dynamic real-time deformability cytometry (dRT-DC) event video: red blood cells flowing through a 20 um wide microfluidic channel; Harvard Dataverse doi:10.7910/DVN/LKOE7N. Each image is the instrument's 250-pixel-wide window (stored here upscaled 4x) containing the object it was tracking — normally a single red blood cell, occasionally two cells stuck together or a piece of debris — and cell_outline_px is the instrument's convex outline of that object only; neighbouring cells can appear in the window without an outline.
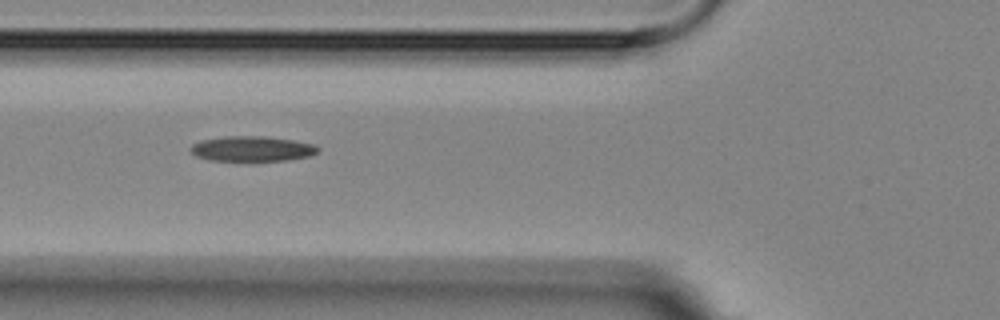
{"species": "Egyptian fruit bat (a non-hibernating species)", "species_latin": "Rousettus aegyptiacus", "temperature_condition": "room temperature", "stored_images_in_passage": 11, "camera_frame_rate_fps": 3000, "um_per_image_px": 0.085, "animal": {"sex": "female"}, "frame": {"image": 1, "passage_image": 2, "time_ms": 1.0, "image_size_px": [1000, 320], "cell_outline_px": [[320, 148], [316, 152], [308, 156], [284, 160], [208, 160], [196, 156], [188, 148], [192, 144], [200, 140], [224, 136], [264, 136], [292, 140], [312, 144]], "centroid_in_image_um": [21.35, 12.63], "position_along_channel_um": 104.4, "area_um2": 18.44}}
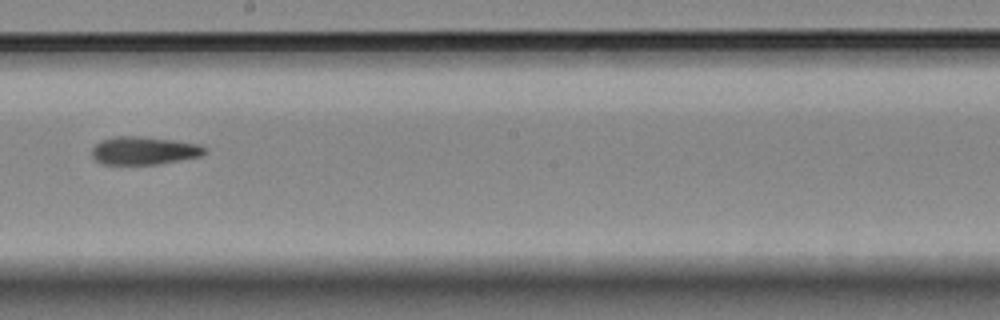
{"frame": {"image": 2, "passage_image": 5, "time_ms": 4.667, "image_size_px": [1000, 320], "cell_outline_px": [[204, 152], [200, 156], [156, 164], [100, 164], [92, 156], [92, 148], [100, 140], [116, 136], [140, 136], [172, 140], [200, 144], [204, 148]], "centroid_in_image_um": [12.18, 12.79], "position_along_channel_um": 236.0, "area_um2": 18.21}}
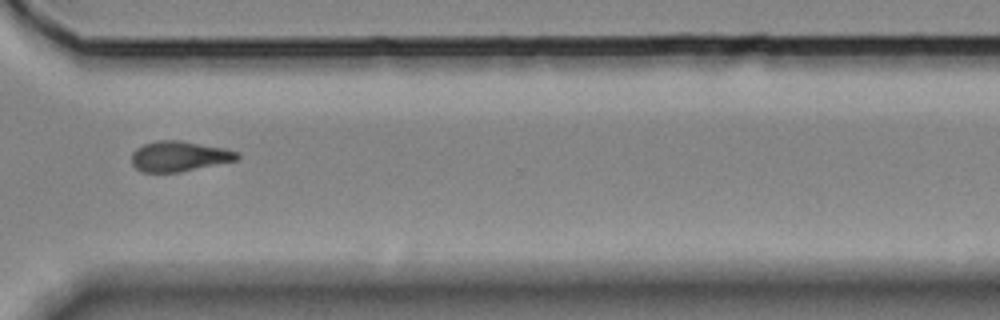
{"frame": {"image": 3, "passage_image": 8, "time_ms": 8.0, "image_size_px": [1000, 320], "cell_outline_px": [[240, 156], [236, 160], [180, 172], [140, 172], [132, 164], [132, 152], [136, 148], [144, 144], [156, 140], [180, 140], [224, 148], [240, 152]], "centroid_in_image_um": [15.21, 13.28], "position_along_channel_um": 355.4, "area_um2": 18.67}}